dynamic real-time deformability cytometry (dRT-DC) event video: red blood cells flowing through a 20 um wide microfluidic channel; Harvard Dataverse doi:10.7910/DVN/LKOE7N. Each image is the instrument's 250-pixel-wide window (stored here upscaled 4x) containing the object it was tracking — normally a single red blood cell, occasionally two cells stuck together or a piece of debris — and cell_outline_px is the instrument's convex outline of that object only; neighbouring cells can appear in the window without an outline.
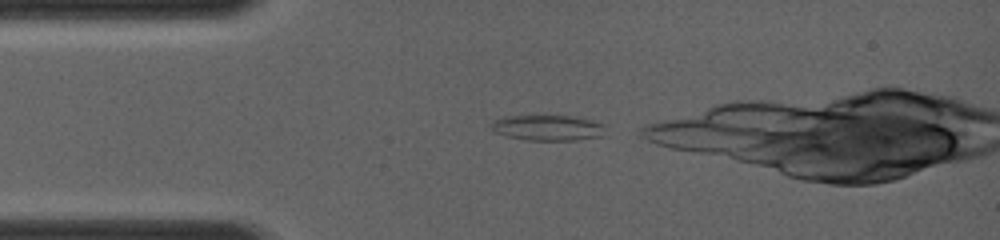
{"species": "common noctule bat (a hibernating species)", "species_latin": "Nyctalus noctula", "temperature_condition": "room temperature", "stored_images_in_passage": 15, "camera_frame_rate_fps": 4000, "um_per_image_px": 0.085, "animal": {"sex": "female", "body_mass_g": 19.0, "forearm_length_mm": 56.7}, "frame": {"image": 1, "passage_image": 1, "time_ms": 0.0, "image_size_px": [1000, 240], "cell_outline_px": [[604, 124], [600, 136], [576, 140], [528, 140], [508, 136], [496, 132], [492, 128], [492, 120], [504, 116], [572, 116], [592, 120]], "centroid_in_image_um": [46.53, 10.85], "position_along_channel_um": 38.5, "area_um2": 16.7}}
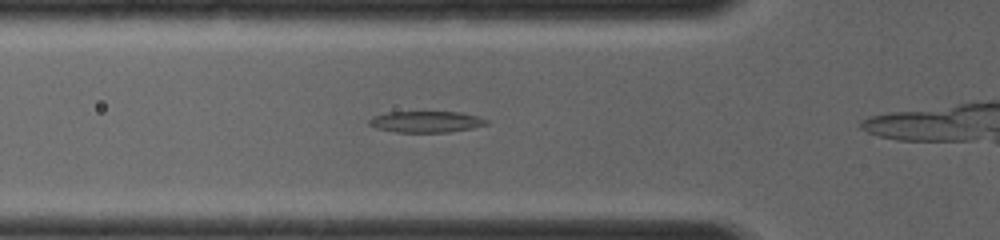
{"frame": {"image": 2, "passage_image": 7, "time_ms": 1.5, "image_size_px": [1000, 240], "cell_outline_px": [[488, 124], [472, 128], [448, 132], [396, 132], [376, 128], [368, 124], [368, 120], [372, 116], [388, 112], [460, 112], [476, 116], [488, 120]], "centroid_in_image_um": [36.19, 10.35], "position_along_channel_um": 89.6, "area_um2": 14.51}}
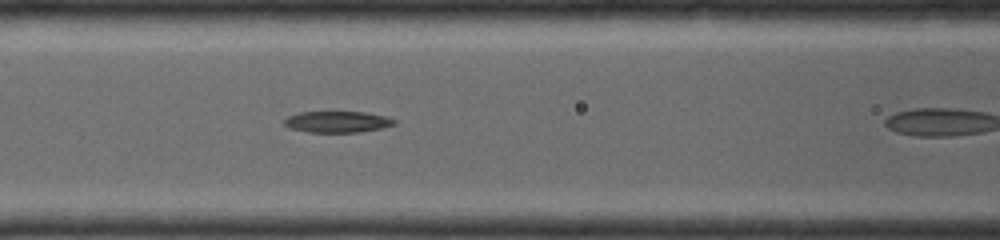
{"frame": {"image": 3, "passage_image": 11, "time_ms": 2.5, "image_size_px": [1000, 240], "cell_outline_px": [[396, 124], [384, 128], [360, 132], [308, 132], [292, 128], [284, 124], [284, 120], [288, 116], [300, 112], [332, 108], [364, 112], [384, 116], [396, 120]], "centroid_in_image_um": [28.68, 10.3], "position_along_channel_um": 137.9, "area_um2": 14.51}}